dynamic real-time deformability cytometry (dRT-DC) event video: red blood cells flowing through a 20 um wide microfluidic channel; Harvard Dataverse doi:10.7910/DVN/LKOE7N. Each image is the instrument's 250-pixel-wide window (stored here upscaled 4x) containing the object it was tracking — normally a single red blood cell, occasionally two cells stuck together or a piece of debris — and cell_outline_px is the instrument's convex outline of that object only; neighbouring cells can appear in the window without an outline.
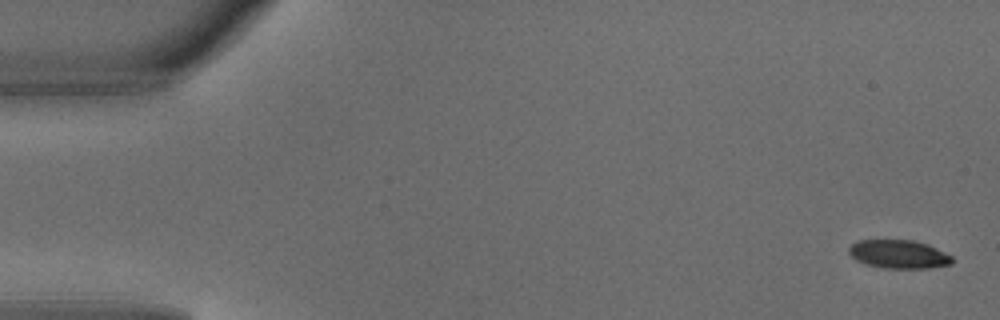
{"species": "common noctule bat (a hibernating species)", "species_latin": "Nyctalus noctula", "temperature_condition": "warm", "stored_images_in_passage": 5, "camera_frame_rate_fps": 3000, "um_per_image_px": 0.085, "animal": {"sex": "male", "body_mass_g": 18.8}, "frame": {"image": 1, "passage_image": 1, "time_ms": 0.0, "image_size_px": [1000, 320], "cell_outline_px": [[952, 264], [928, 268], [884, 268], [864, 264], [856, 260], [848, 252], [848, 248], [856, 240], [912, 240], [928, 244], [952, 256]], "centroid_in_image_um": [76.37, 21.6], "position_along_channel_um": 8.6, "area_um2": 17.17}}
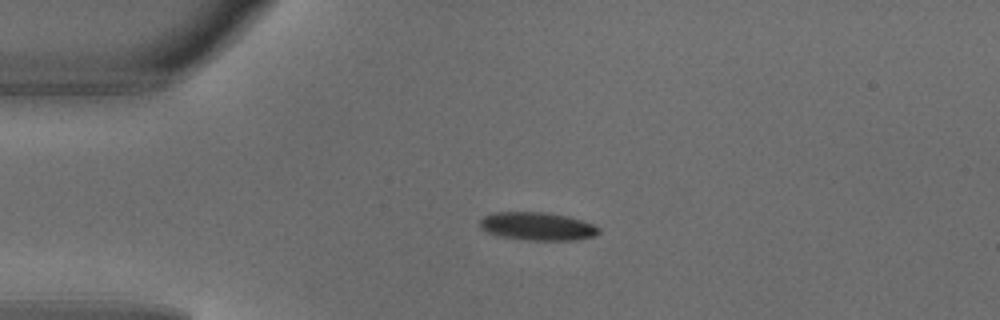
{"frame": {"image": 2, "passage_image": 4, "time_ms": 1.0, "image_size_px": [1000, 320], "cell_outline_px": [[600, 232], [592, 236], [576, 240], [524, 240], [496, 236], [480, 228], [480, 220], [484, 216], [496, 212], [544, 212], [568, 216], [592, 224], [600, 228]], "centroid_in_image_um": [45.64, 19.24], "position_along_channel_um": 39.4, "area_um2": 19.48}}